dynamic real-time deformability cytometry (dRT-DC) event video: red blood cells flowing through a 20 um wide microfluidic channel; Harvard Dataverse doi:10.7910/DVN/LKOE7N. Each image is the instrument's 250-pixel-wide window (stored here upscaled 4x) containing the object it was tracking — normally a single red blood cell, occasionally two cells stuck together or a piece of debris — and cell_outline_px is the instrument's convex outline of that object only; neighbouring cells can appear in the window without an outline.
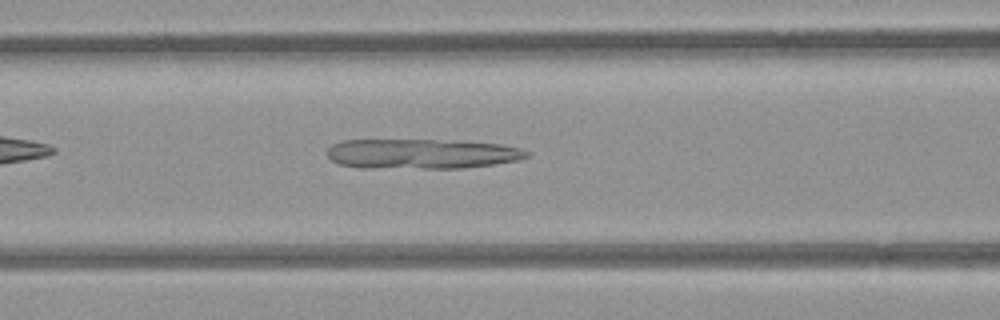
{"species": "common noctule bat (a hibernating species)", "species_latin": "Nyctalus noctula", "temperature_condition": "room temperature", "stored_images_in_passage": 40, "camera_frame_rate_fps": 3000, "um_per_image_px": 0.085, "animal": {"sex": "female", "body_mass_g": 21.9}, "frame": {"image": 1, "passage_image": 9, "time_ms": 2.667, "image_size_px": [1000, 320], "cell_outline_px": [[532, 156], [520, 160], [464, 168], [360, 168], [336, 164], [328, 156], [328, 148], [332, 144], [340, 140], [432, 140], [500, 144], [520, 148], [532, 152]], "centroid_in_image_um": [35.83, 13.09], "position_along_channel_um": 130.8, "area_um2": 34.97}}
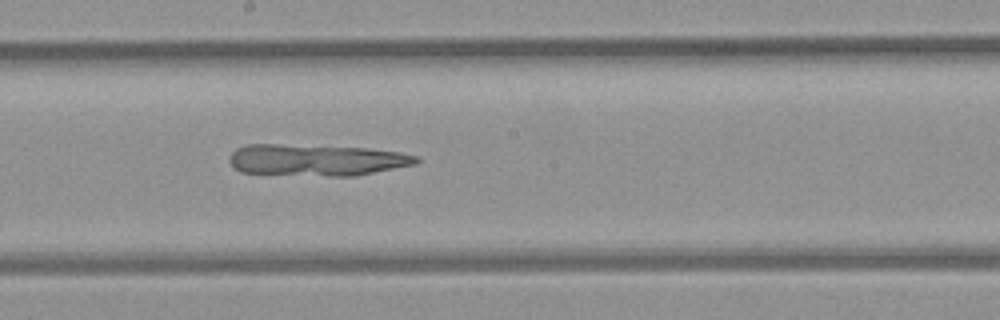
{"frame": {"image": 2, "passage_image": 16, "time_ms": 5.0, "image_size_px": [1000, 320], "cell_outline_px": [[420, 160], [416, 164], [352, 176], [328, 176], [240, 172], [232, 168], [228, 160], [232, 152], [236, 148], [248, 144], [276, 144], [368, 148], [400, 152], [420, 156]], "centroid_in_image_um": [26.88, 13.59], "position_along_channel_um": 221.3, "area_um2": 34.39}}
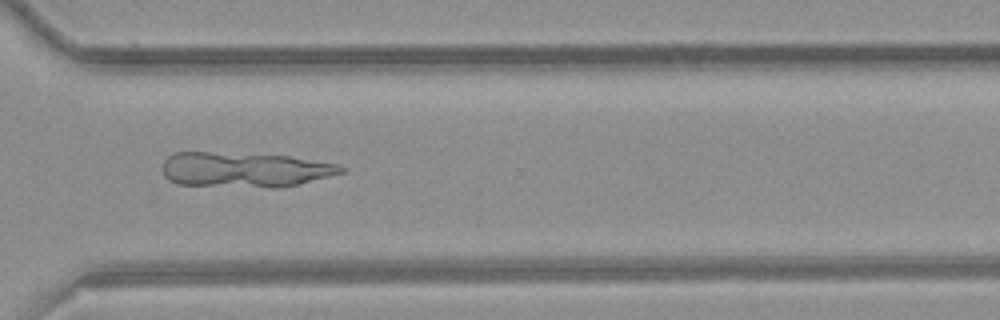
{"frame": {"image": 3, "passage_image": 26, "time_ms": 8.333, "image_size_px": [1000, 320], "cell_outline_px": [[348, 168], [344, 172], [280, 188], [272, 188], [176, 184], [168, 180], [164, 176], [160, 168], [164, 160], [168, 156], [176, 152], [208, 152], [288, 156], [340, 164]], "centroid_in_image_um": [20.76, 14.43], "position_along_channel_um": 349.8, "area_um2": 36.59}}